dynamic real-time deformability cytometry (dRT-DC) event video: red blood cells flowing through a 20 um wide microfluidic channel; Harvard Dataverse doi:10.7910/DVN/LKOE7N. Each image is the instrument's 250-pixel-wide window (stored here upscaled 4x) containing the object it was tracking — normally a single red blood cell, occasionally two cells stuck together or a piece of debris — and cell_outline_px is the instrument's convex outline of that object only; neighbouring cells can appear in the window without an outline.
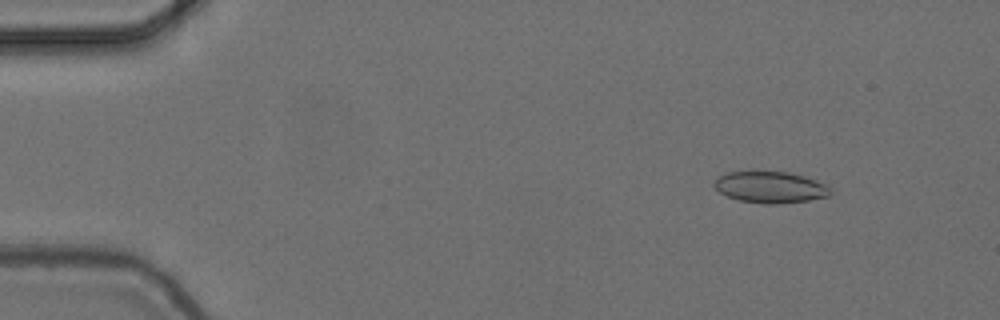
{"species": "common noctule bat (a hibernating species)", "species_latin": "Nyctalus noctula", "temperature_condition": "cold", "stored_images_in_passage": 56, "camera_frame_rate_fps": 3000, "um_per_image_px": 0.085, "animal": {"sex": "female", "body_mass_g": 24.6, "forearm_length_mm": 56.2}, "frame": {"image": 1, "passage_image": 7, "time_ms": 2.0, "image_size_px": [1000, 320], "cell_outline_px": [[832, 192], [828, 196], [808, 200], [780, 204], [764, 204], [740, 200], [728, 196], [720, 192], [712, 184], [720, 176], [728, 172], [788, 172], [804, 176], [816, 180], [824, 184]], "centroid_in_image_um": [65.48, 15.92], "position_along_channel_um": 19.5, "area_um2": 20.98}}
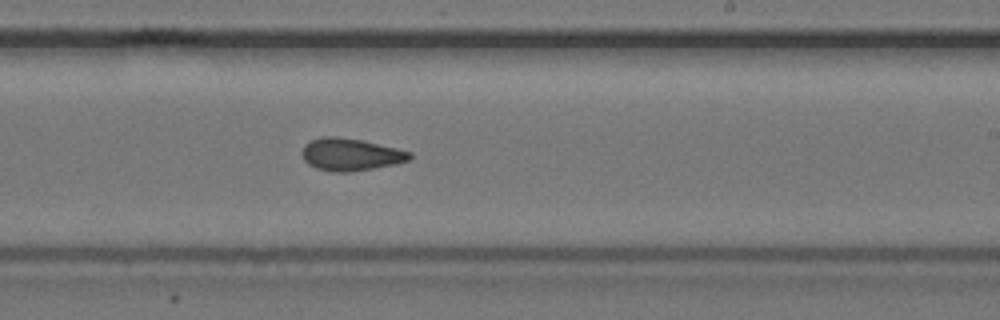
{"frame": {"image": 2, "passage_image": 34, "time_ms": 11.0, "image_size_px": [1000, 320], "cell_outline_px": [[412, 156], [408, 160], [396, 164], [352, 172], [332, 172], [316, 168], [308, 164], [304, 160], [300, 152], [304, 144], [312, 140], [324, 136], [336, 136], [364, 140], [412, 152]], "centroid_in_image_um": [29.78, 13.13], "position_along_channel_um": 259.2, "area_um2": 20.52}}
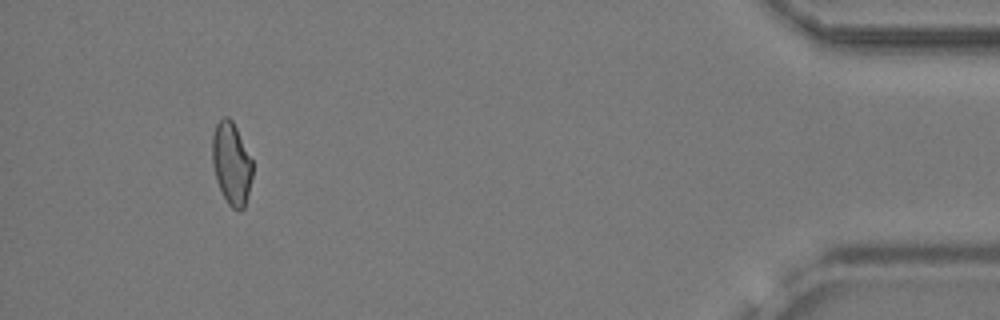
{"frame": {"image": 3, "passage_image": 52, "time_ms": 17.0, "image_size_px": [1000, 320], "cell_outline_px": [[252, 176], [244, 208], [240, 212], [232, 208], [228, 204], [216, 180], [212, 164], [212, 136], [216, 124], [224, 116], [228, 116], [232, 120], [252, 160]], "centroid_in_image_um": [19.66, 13.9], "position_along_channel_um": 415.5, "area_um2": 19.19}, "authors_computed_cell_mechanics": {"area_um2": 20.1144, "velocity_mm_per_s": 3.7247, "shape_relaxation_time_tau1_ms": null, "shape_relaxation_time_tau2_ms": 5.791, "deformation_change_tau1": null, "deformation_change_tau2": 0.105}}